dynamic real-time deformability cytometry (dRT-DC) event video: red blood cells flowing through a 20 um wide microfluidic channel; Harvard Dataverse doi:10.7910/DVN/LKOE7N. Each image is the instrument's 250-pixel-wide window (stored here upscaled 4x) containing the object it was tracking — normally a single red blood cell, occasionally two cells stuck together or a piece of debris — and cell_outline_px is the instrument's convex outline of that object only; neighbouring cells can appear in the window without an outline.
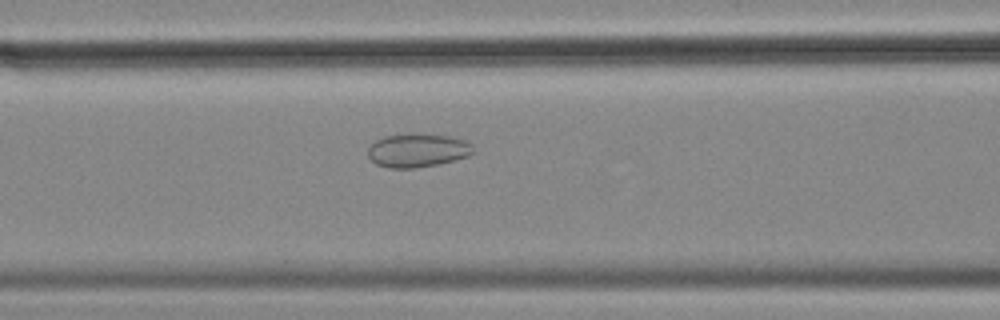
{"species": "common noctule bat (a hibernating species)", "species_latin": "Nyctalus noctula", "temperature_condition": "cold", "stored_images_in_passage": 56, "camera_frame_rate_fps": 3000, "um_per_image_px": 0.085, "animal": {"sex": "female", "body_mass_g": 18.4}, "frame": {"image": 1, "passage_image": 23, "time_ms": 7.333, "image_size_px": [1000, 320], "cell_outline_px": [[476, 152], [468, 156], [440, 164], [412, 168], [388, 168], [376, 164], [368, 156], [368, 148], [376, 140], [384, 136], [448, 136], [464, 140], [472, 144]], "centroid_in_image_um": [35.52, 12.83], "position_along_channel_um": 131.1, "area_um2": 20.0}}
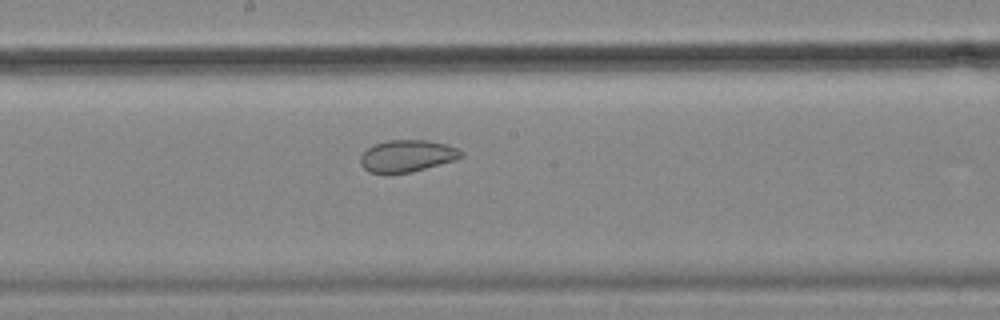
{"frame": {"image": 2, "passage_image": 30, "time_ms": 9.667, "image_size_px": [1000, 320], "cell_outline_px": [[464, 156], [456, 160], [412, 172], [384, 176], [368, 172], [360, 164], [360, 156], [372, 144], [388, 140], [424, 140], [444, 144], [456, 148], [464, 152]], "centroid_in_image_um": [34.56, 13.29], "position_along_channel_um": 213.6, "area_um2": 19.25}}
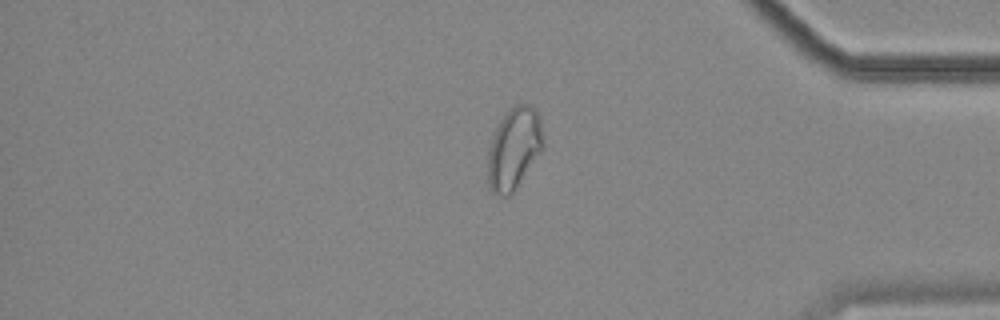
{"frame": {"image": 3, "passage_image": 47, "time_ms": 15.333, "image_size_px": [1000, 320], "cell_outline_px": [[544, 144], [540, 152], [516, 188], [508, 196], [500, 196], [492, 192], [488, 188], [488, 148], [496, 128], [500, 120], [516, 104], [532, 104], [536, 108], [540, 116]], "centroid_in_image_um": [43.69, 12.61], "position_along_channel_um": 391.5, "area_um2": 26.3}, "authors_computed_cell_mechanics": {"area_um2": 26.01, "velocity_mm_per_s": 3.5384, "shape_relaxation_time_tau1_ms": null, "shape_relaxation_time_tau2_ms": 1.641, "deformation_change_tau1": null, "deformation_change_tau2": 0.0636}}